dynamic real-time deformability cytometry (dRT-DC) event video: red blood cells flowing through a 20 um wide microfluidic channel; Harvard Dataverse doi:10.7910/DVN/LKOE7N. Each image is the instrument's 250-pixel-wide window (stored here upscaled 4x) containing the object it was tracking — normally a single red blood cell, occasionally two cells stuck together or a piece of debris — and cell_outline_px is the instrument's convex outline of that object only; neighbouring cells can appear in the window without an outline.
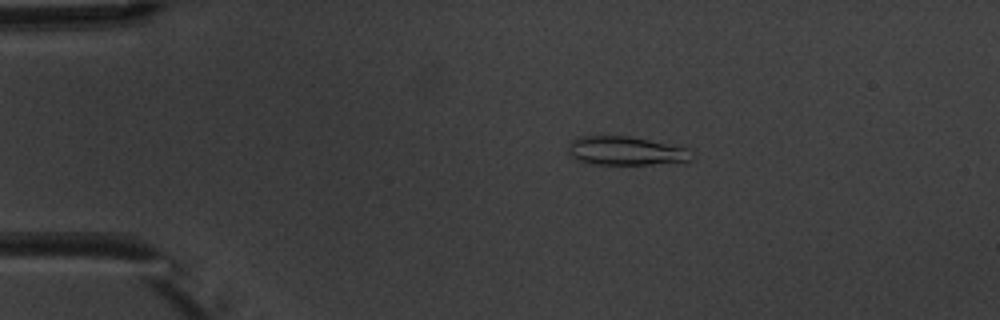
{"species": "common noctule bat (a hibernating species)", "species_latin": "Nyctalus noctula", "temperature_condition": "warm", "stored_images_in_passage": 6, "camera_frame_rate_fps": 3000, "um_per_image_px": 0.085, "animal": {"sex": "male", "body_mass_g": 20.1, "forearm_length_mm": 53.5}, "frame": {"image": 1, "passage_image": 4, "time_ms": 3.333, "image_size_px": [1000, 320], "cell_outline_px": [[696, 156], [692, 160], [652, 164], [596, 164], [576, 160], [568, 156], [568, 148], [572, 140], [580, 136], [628, 136], [688, 148]], "centroid_in_image_um": [53.18, 12.83], "position_along_channel_um": 31.8, "area_um2": 20.63}}
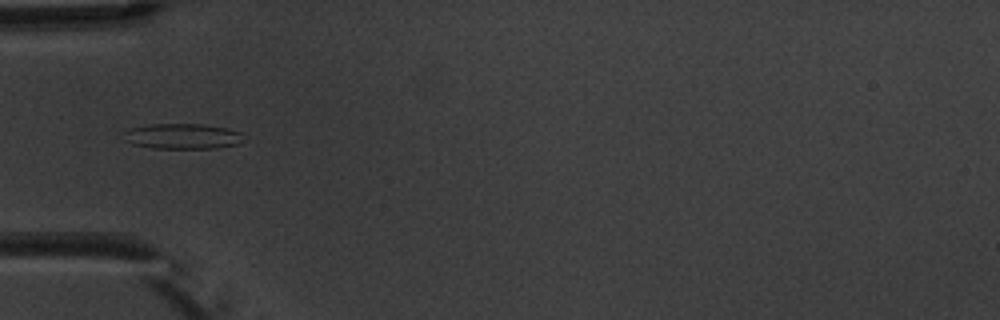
{"frame": {"image": 2, "passage_image": 6, "time_ms": 5.667, "image_size_px": [1000, 320], "cell_outline_px": [[248, 140], [240, 144], [216, 148], [152, 148], [132, 144], [124, 140], [120, 132], [128, 128], [152, 124], [204, 124], [228, 128], [244, 132]], "centroid_in_image_um": [15.56, 11.58], "position_along_channel_um": 69.4, "area_um2": 18.44}}